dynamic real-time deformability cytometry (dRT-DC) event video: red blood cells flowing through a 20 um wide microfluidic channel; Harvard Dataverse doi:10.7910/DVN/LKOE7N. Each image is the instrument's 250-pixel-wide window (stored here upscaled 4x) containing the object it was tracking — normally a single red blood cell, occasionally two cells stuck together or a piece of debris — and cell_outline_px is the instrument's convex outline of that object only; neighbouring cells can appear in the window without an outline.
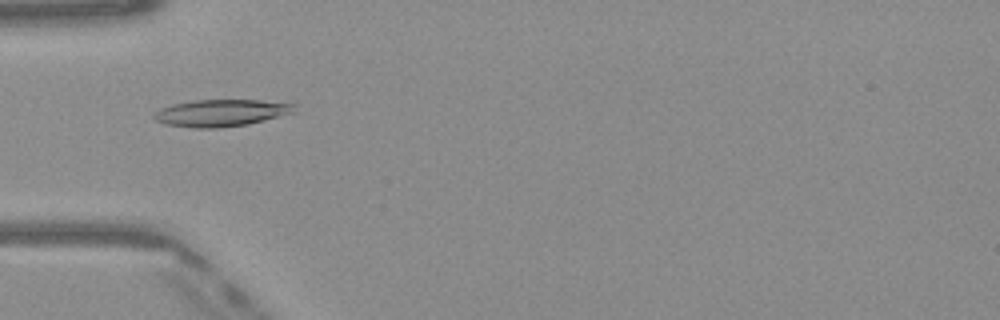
{"species": "Egyptian fruit bat (a non-hibernating species)", "species_latin": "Rousettus aegyptiacus", "temperature_condition": "warm", "stored_images_in_passage": 40, "camera_frame_rate_fps": 3000, "um_per_image_px": 0.085, "frame": {"image": 1, "passage_image": 7, "time_ms": 2.0, "image_size_px": [1000, 320], "cell_outline_px": [[296, 104], [292, 112], [264, 120], [248, 124], [216, 128], [196, 128], [164, 124], [156, 120], [152, 116], [160, 108], [172, 104], [196, 100], [260, 100]], "centroid_in_image_um": [18.74, 9.59], "position_along_channel_um": 66.3, "area_um2": 21.79}}
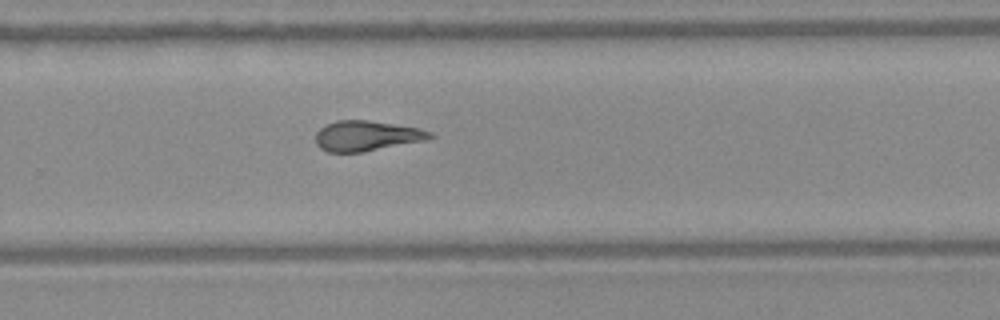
{"frame": {"image": 2, "passage_image": 24, "time_ms": 7.667, "image_size_px": [1000, 320], "cell_outline_px": [[436, 136], [424, 140], [360, 152], [328, 152], [320, 148], [316, 144], [316, 132], [320, 128], [336, 120], [368, 120], [420, 128], [432, 132]], "centroid_in_image_um": [31.15, 11.54], "position_along_channel_um": 298.7, "area_um2": 19.94}}
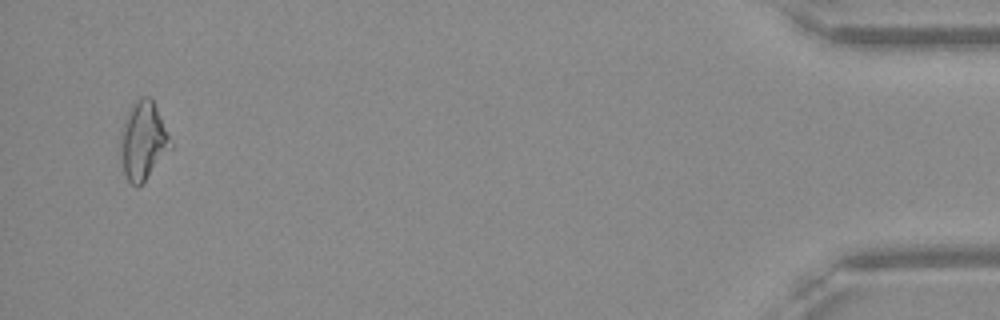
{"frame": {"image": 3, "passage_image": 39, "time_ms": 12.667, "image_size_px": [1000, 320], "cell_outline_px": [[172, 148], [144, 180], [136, 188], [128, 180], [124, 172], [120, 156], [120, 128], [128, 108], [140, 96], [148, 96], [152, 100], [156, 108], [172, 144]], "centroid_in_image_um": [12.11, 11.94], "position_along_channel_um": 423.1, "area_um2": 22.66}, "authors_computed_cell_mechanics": {"area_um2": 20.5479, "velocity_mm_per_s": 4.0991, "shape_relaxation_time_tau1_ms": null, "shape_relaxation_time_tau2_ms": 2.8488, "deformation_change_tau1": null, "deformation_change_tau2": 0.1178}}